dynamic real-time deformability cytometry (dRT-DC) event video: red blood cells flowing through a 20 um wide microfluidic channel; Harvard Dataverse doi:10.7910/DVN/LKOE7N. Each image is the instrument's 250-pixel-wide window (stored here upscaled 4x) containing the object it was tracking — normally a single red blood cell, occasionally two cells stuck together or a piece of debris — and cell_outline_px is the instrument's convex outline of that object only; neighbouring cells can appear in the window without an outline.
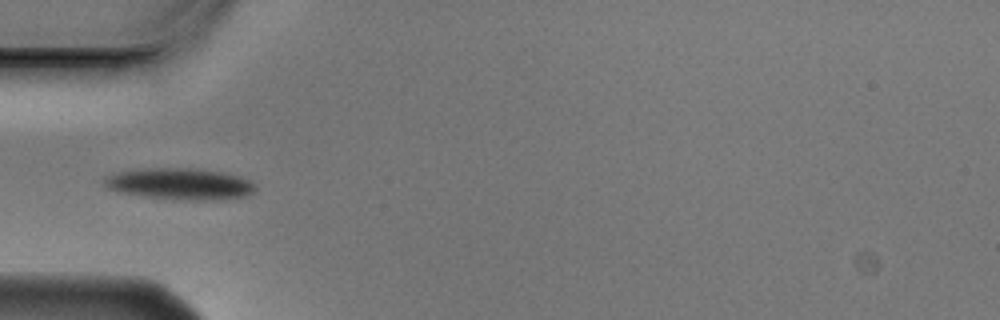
{"species": "Egyptian fruit bat (a non-hibernating species)", "species_latin": "Rousettus aegyptiacus", "temperature_condition": "cold", "stored_images_in_passage": 6, "camera_frame_rate_fps": 3000, "um_per_image_px": 0.085, "animal": {"sex": "male"}, "frame": {"image": 1, "passage_image": 5, "time_ms": 1.333, "image_size_px": [1000, 320], "cell_outline_px": [[256, 192], [248, 196], [212, 200], [188, 200], [148, 196], [116, 192], [108, 188], [104, 184], [104, 176], [116, 172], [140, 168], [192, 168], [220, 172], [240, 176], [252, 180], [256, 188]], "centroid_in_image_um": [15.31, 15.62], "position_along_channel_um": 69.7, "area_um2": 27.86}}
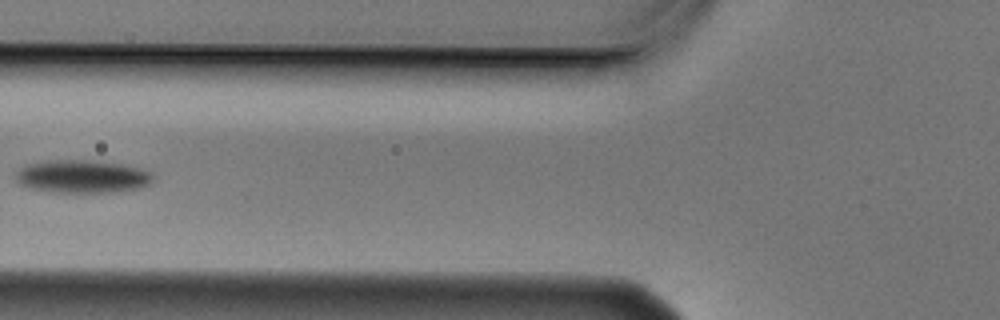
{"frame": {"image": 2, "passage_image": 6, "time_ms": 1.667, "image_size_px": [1000, 320], "cell_outline_px": [[152, 180], [148, 184], [140, 188], [112, 192], [52, 192], [28, 188], [20, 184], [12, 176], [24, 164], [44, 160], [96, 160], [124, 164], [140, 168], [152, 172]], "centroid_in_image_um": [6.93, 14.98], "position_along_channel_um": 118.9, "area_um2": 26.82}}